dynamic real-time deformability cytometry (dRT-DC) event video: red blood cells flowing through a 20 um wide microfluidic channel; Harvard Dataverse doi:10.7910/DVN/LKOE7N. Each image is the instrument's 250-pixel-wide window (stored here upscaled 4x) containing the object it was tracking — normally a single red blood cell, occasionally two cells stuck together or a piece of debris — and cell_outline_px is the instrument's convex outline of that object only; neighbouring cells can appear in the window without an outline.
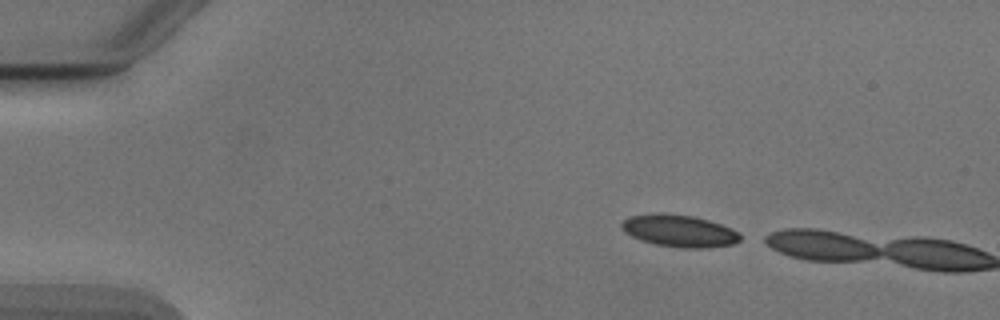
{"species": "Egyptian fruit bat (a non-hibernating species)", "species_latin": "Rousettus aegyptiacus", "temperature_condition": "cold", "stored_images_in_passage": 5, "camera_frame_rate_fps": 3000, "um_per_image_px": 0.085, "animal": {"sex": "male"}, "frame": {"image": 1, "passage_image": 1, "time_ms": 0.0, "image_size_px": [1000, 320], "cell_outline_px": [[740, 240], [732, 244], [708, 248], [680, 248], [656, 244], [640, 240], [624, 232], [620, 228], [620, 224], [628, 216], [660, 212], [692, 216], [708, 220], [732, 228], [740, 232]], "centroid_in_image_um": [57.71, 19.62], "position_along_channel_um": 27.3, "area_um2": 22.37}}